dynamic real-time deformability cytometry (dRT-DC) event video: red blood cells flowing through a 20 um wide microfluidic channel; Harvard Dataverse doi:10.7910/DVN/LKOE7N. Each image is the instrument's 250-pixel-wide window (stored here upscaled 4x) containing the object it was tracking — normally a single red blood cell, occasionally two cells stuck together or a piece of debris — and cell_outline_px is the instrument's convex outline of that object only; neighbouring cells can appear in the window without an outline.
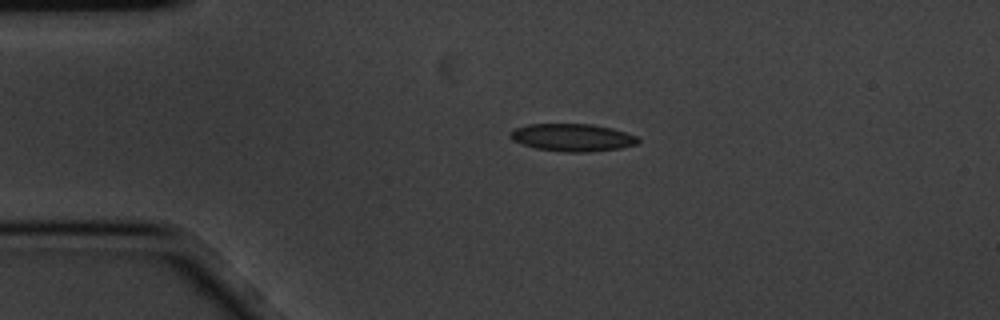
{"species": "common noctule bat (a hibernating species)", "species_latin": "Nyctalus noctula", "temperature_condition": "cold", "stored_images_in_passage": 8, "camera_frame_rate_fps": 3000, "um_per_image_px": 0.085, "animal": {"sex": "male", "body_mass_g": 20.1, "forearm_length_mm": 53.5}, "frame": {"image": 1, "passage_image": 1, "time_ms": 0.0, "image_size_px": [1000, 320], "cell_outline_px": [[640, 140], [636, 144], [620, 148], [588, 152], [564, 152], [536, 148], [512, 140], [508, 136], [508, 132], [516, 128], [528, 124], [592, 124], [612, 128], [636, 136]], "centroid_in_image_um": [48.63, 11.68], "position_along_channel_um": 36.4, "area_um2": 20.46}}
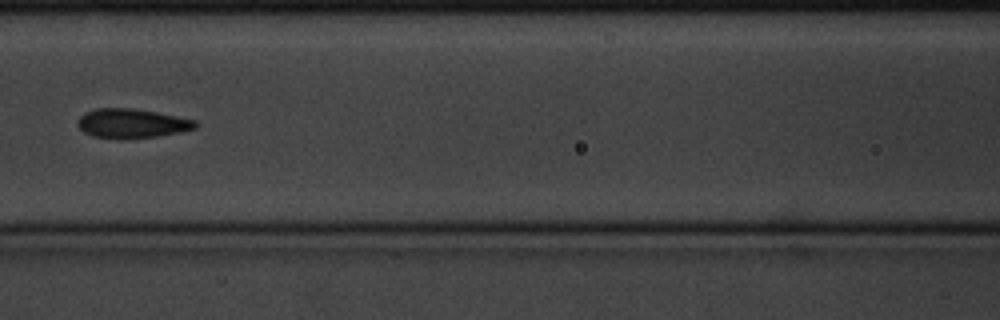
{"frame": {"image": 2, "passage_image": 4, "time_ms": 1.0, "image_size_px": [1000, 320], "cell_outline_px": [[200, 124], [196, 128], [180, 132], [160, 136], [124, 140], [120, 140], [92, 136], [84, 132], [76, 124], [80, 116], [84, 112], [96, 108], [132, 108], [156, 112], [196, 120]], "centroid_in_image_um": [11.2, 10.51], "position_along_channel_um": 155.4, "area_um2": 20.52}}
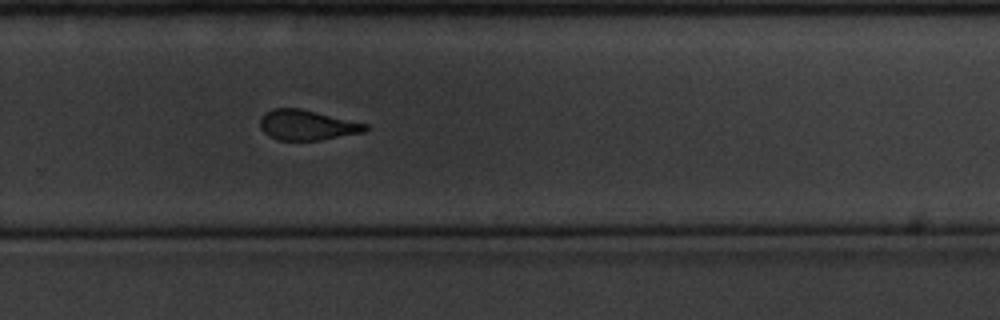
{"frame": {"image": 3, "passage_image": 8, "time_ms": 2.333, "image_size_px": [1000, 320], "cell_outline_px": [[368, 128], [364, 132], [320, 140], [276, 140], [268, 136], [260, 128], [260, 120], [272, 108], [300, 108], [368, 124]], "centroid_in_image_um": [26.09, 10.64], "position_along_channel_um": 303.7, "area_um2": 18.38}}